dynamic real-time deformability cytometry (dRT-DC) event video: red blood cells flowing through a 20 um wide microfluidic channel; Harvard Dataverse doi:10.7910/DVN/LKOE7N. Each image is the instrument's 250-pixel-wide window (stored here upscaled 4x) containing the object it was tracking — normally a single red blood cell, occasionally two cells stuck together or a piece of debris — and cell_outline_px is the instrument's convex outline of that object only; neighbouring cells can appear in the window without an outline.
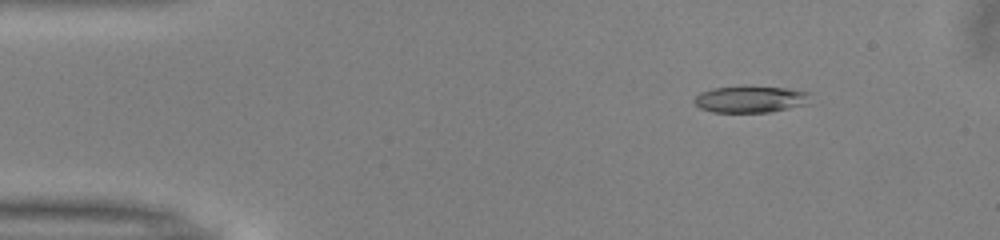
{"species": "common noctule bat (a hibernating species)", "species_latin": "Nyctalus noctula", "temperature_condition": "warm", "stored_images_in_passage": 51, "camera_frame_rate_fps": 3000, "um_per_image_px": 0.085, "animal": {"sex": "male", "body_mass_g": 13.0, "forearm_length_mm": 53.1}, "frame": {"image": 1, "passage_image": 7, "time_ms": 2.0, "image_size_px": [1000, 240], "cell_outline_px": [[812, 104], [768, 112], [712, 112], [700, 108], [692, 100], [700, 92], [712, 88], [788, 88], [808, 92]], "centroid_in_image_um": [63.83, 8.47], "position_along_channel_um": 21.2, "area_um2": 17.69}}
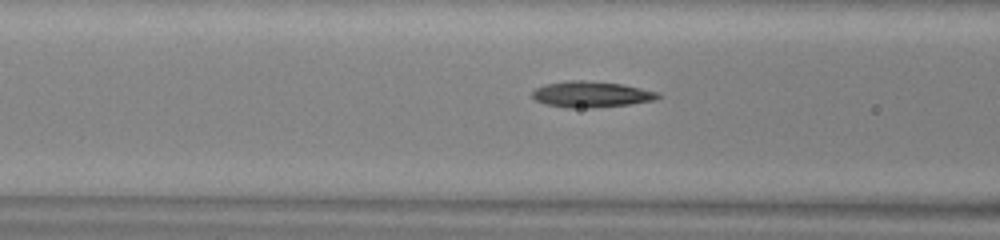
{"frame": {"image": 2, "passage_image": 20, "time_ms": 6.333, "image_size_px": [1000, 240], "cell_outline_px": [[660, 96], [656, 100], [628, 104], [592, 108], [568, 108], [544, 104], [536, 100], [532, 96], [532, 92], [536, 88], [544, 84], [568, 80], [584, 80], [620, 84], [660, 92]], "centroid_in_image_um": [50.23, 8.02], "position_along_channel_um": 116.4, "area_um2": 19.07}}
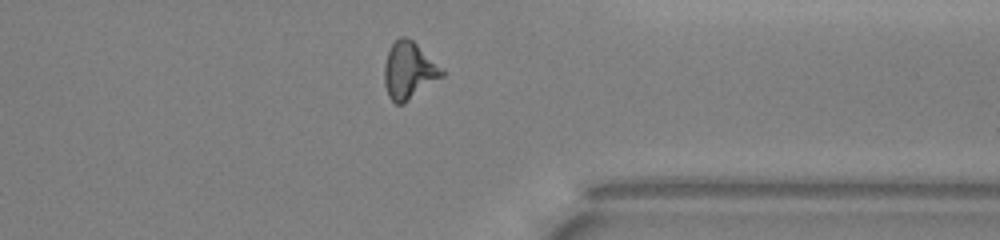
{"frame": {"image": 3, "passage_image": 40, "time_ms": 13.0, "image_size_px": [1000, 240], "cell_outline_px": [[444, 76], [404, 104], [396, 104], [388, 96], [384, 84], [384, 64], [388, 52], [392, 44], [400, 36], [404, 36], [412, 40], [444, 68]], "centroid_in_image_um": [34.77, 6.01], "position_along_channel_um": 376.6, "area_um2": 19.31}, "authors_computed_cell_mechanics": {"area_um2": 18.3226, "velocity_mm_per_s": 4.0185, "shape_relaxation_time_tau1_ms": 6.2696, "shape_relaxation_time_tau2_ms": 3.3674, "deformation_change_tau1": 0.2104, "deformation_change_tau2": 0.1379}}